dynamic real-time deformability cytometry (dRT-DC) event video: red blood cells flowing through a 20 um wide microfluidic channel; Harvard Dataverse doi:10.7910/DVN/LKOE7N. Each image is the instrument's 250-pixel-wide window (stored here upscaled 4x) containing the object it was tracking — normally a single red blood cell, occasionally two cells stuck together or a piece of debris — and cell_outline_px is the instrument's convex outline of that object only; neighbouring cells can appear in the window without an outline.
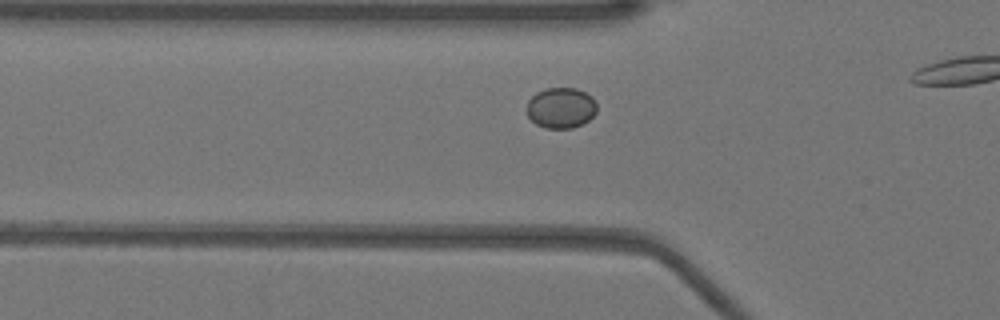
{"species": "Egyptian fruit bat (a non-hibernating species)", "species_latin": "Rousettus aegyptiacus", "temperature_condition": "warm", "stored_images_in_passage": 23, "camera_frame_rate_fps": 3000, "um_per_image_px": 0.085, "animal": {"sex": "female"}, "frame": {"image": 1, "passage_image": 8, "time_ms": 2.333, "image_size_px": [1000, 320], "cell_outline_px": [[596, 112], [588, 120], [572, 128], [544, 128], [536, 124], [528, 116], [524, 108], [528, 100], [536, 92], [548, 88], [576, 88], [592, 96], [596, 104]], "centroid_in_image_um": [47.63, 9.16], "position_along_channel_um": 78.2, "area_um2": 16.7}}
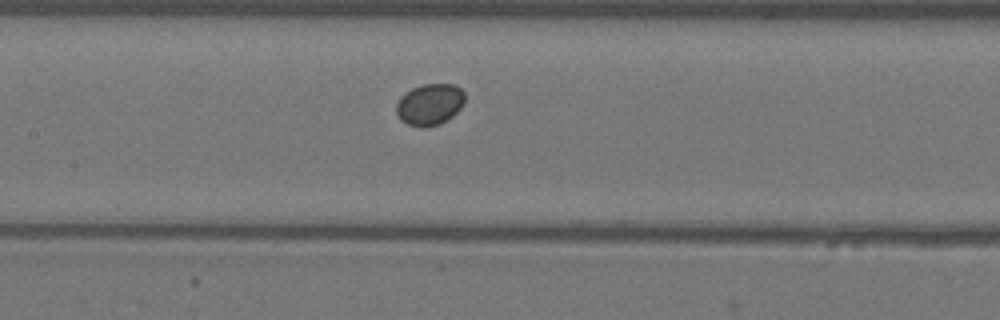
{"frame": {"image": 2, "passage_image": 15, "time_ms": 4.667, "image_size_px": [1000, 320], "cell_outline_px": [[464, 104], [452, 116], [440, 124], [428, 128], [420, 128], [408, 124], [400, 120], [396, 112], [396, 104], [400, 96], [412, 88], [424, 84], [456, 84], [464, 92]], "centroid_in_image_um": [36.52, 8.89], "position_along_channel_um": 170.9, "area_um2": 16.76}}
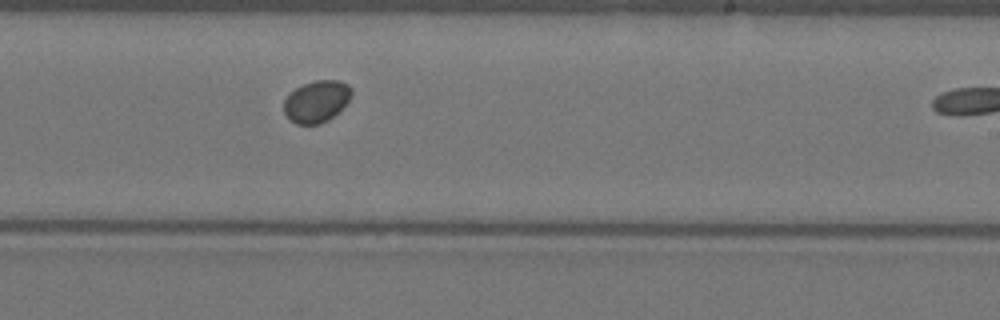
{"frame": {"image": 3, "passage_image": 22, "time_ms": 7.0, "image_size_px": [1000, 320], "cell_outline_px": [[352, 96], [328, 120], [320, 124], [296, 124], [284, 112], [284, 100], [296, 88], [304, 84], [316, 80], [340, 80], [348, 84], [352, 88]], "centroid_in_image_um": [26.92, 8.6], "position_along_channel_um": 262.1, "area_um2": 16.18}}